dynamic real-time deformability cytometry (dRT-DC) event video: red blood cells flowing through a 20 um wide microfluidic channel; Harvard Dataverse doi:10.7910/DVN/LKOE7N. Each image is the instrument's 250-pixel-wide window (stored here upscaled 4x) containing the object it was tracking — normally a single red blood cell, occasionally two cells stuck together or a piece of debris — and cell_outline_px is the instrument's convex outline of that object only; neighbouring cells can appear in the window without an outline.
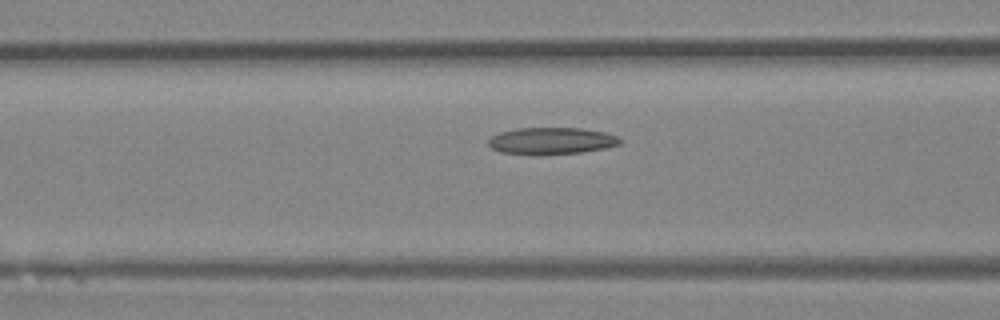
{"species": "Egyptian fruit bat (a non-hibernating species)", "species_latin": "Rousettus aegyptiacus", "temperature_condition": "room temperature", "stored_images_in_passage": 18, "camera_frame_rate_fps": 3000, "um_per_image_px": 0.085, "animal": {"sex": "female"}, "frame": {"image": 1, "passage_image": 16, "time_ms": 5.0, "image_size_px": [1000, 320], "cell_outline_px": [[624, 140], [620, 144], [604, 148], [580, 152], [540, 156], [536, 156], [500, 152], [492, 148], [488, 144], [488, 140], [492, 136], [500, 132], [516, 128], [580, 128], [604, 132], [620, 136]], "centroid_in_image_um": [46.88, 11.99], "position_along_channel_um": 119.7, "area_um2": 20.98}}